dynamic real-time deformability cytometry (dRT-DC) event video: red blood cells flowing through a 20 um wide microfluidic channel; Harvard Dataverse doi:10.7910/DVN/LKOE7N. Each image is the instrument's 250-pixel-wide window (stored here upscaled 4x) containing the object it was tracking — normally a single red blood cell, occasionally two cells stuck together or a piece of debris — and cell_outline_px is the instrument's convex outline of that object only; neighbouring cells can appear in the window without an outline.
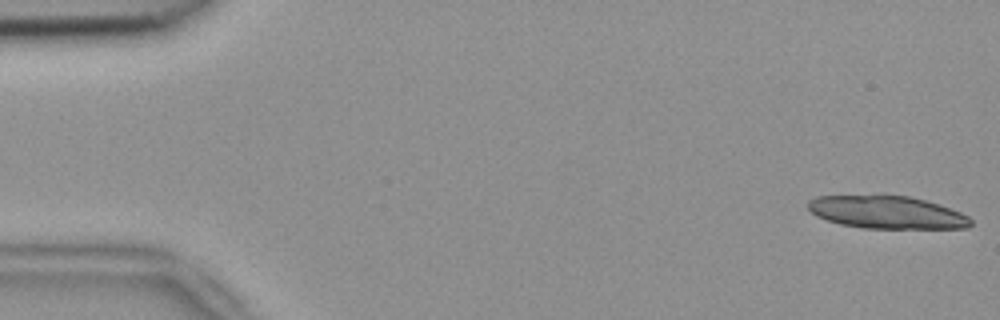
{"species": "common noctule bat (a hibernating species)", "species_latin": "Nyctalus noctula", "temperature_condition": "room temperature", "stored_images_in_passage": 23, "camera_frame_rate_fps": 3000, "um_per_image_px": 0.085, "animal": {"sex": "female", "body_mass_g": 18.4}, "frame": {"image": 1, "passage_image": 1, "time_ms": 0.0, "image_size_px": [1000, 320], "cell_outline_px": [[972, 224], [968, 228], [860, 228], [840, 224], [816, 216], [808, 208], [808, 200], [816, 196], [908, 196], [924, 200], [960, 212], [968, 216], [972, 220]], "centroid_in_image_um": [75.37, 18.06], "position_along_channel_um": 9.6, "area_um2": 30.63}}